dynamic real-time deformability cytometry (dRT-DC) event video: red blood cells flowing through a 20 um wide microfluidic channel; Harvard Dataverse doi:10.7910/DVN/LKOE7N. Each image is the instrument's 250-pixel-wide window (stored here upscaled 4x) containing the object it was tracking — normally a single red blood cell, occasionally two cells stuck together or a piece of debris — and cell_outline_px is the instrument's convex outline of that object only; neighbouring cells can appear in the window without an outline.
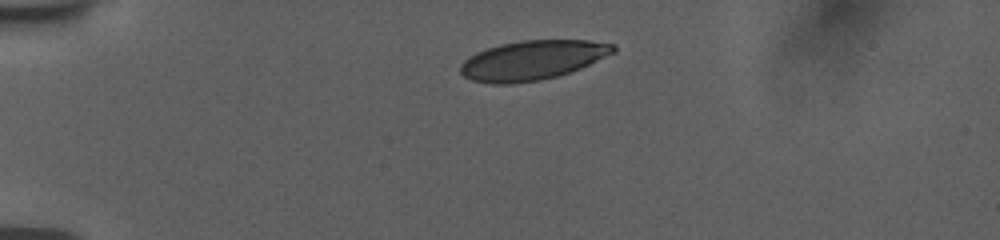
{"species": "human", "species_latin": "Homo sapiens", "temperature_condition": "room temperature", "stored_images_in_passage": 38, "camera_frame_rate_fps": 3000, "um_per_image_px": 0.085, "donor": {"sex": "female"}, "frame": {"image": 1, "passage_image": 1, "time_ms": 0.0, "image_size_px": [1000, 240], "cell_outline_px": [[616, 52], [580, 68], [556, 76], [540, 80], [512, 84], [492, 84], [472, 80], [464, 76], [460, 72], [460, 64], [464, 60], [476, 52], [500, 44], [520, 40], [588, 40], [616, 44]], "centroid_in_image_um": [45.25, 5.11], "position_along_channel_um": 39.7, "area_um2": 35.14}}
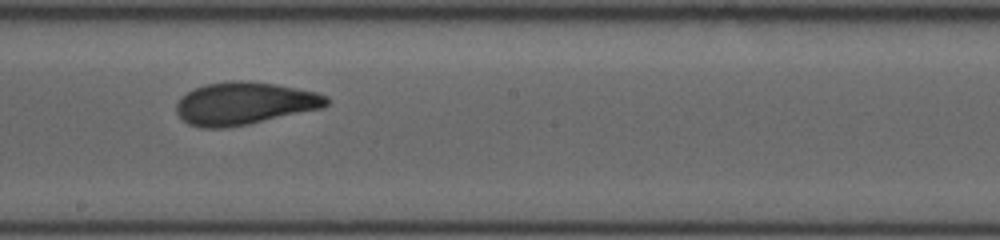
{"frame": {"image": 2, "passage_image": 20, "time_ms": 6.333, "image_size_px": [1000, 240], "cell_outline_px": [[328, 104], [324, 108], [248, 124], [228, 128], [200, 128], [188, 124], [176, 112], [176, 104], [188, 92], [204, 84], [232, 80], [248, 80], [276, 84], [316, 92], [328, 96]], "centroid_in_image_um": [20.8, 8.79], "position_along_channel_um": 227.4, "area_um2": 37.34}}
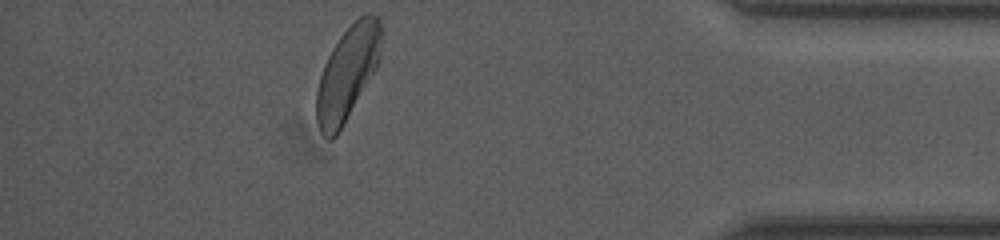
{"frame": {"image": 3, "passage_image": 37, "time_ms": 12.0, "image_size_px": [1000, 240], "cell_outline_px": [[380, 60], [376, 68], [340, 132], [332, 140], [328, 140], [320, 132], [316, 120], [316, 92], [320, 76], [324, 64], [332, 48], [340, 36], [364, 12], [372, 12], [380, 20]], "centroid_in_image_um": [29.51, 6.26], "position_along_channel_um": 405.7, "area_um2": 35.37}, "authors_computed_cell_mechanics": {"area_um2": 36.3273, "velocity_mm_per_s": 3.7624, "shape_relaxation_time_tau1_ms": 4.0858, "shape_relaxation_time_tau2_ms": 1.0126, "deformation_change_tau1": 0.1479, "deformation_change_tau2": 0.0665}}